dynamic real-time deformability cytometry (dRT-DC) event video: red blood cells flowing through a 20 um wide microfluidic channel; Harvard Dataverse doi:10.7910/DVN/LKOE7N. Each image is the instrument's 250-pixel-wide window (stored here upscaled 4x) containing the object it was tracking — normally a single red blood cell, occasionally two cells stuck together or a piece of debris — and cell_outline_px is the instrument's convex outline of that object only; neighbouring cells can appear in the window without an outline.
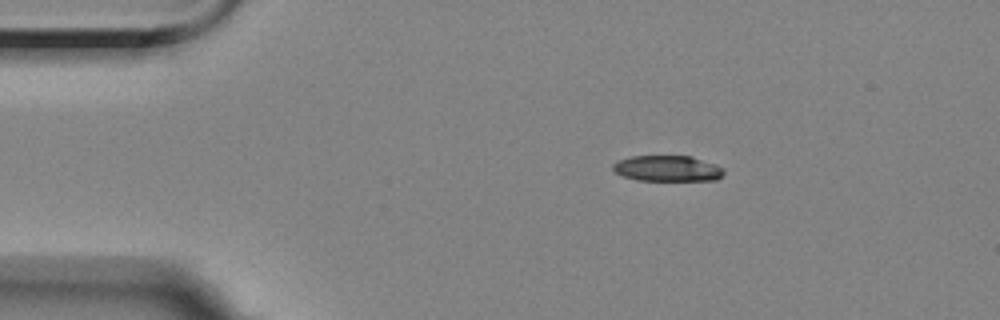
{"species": "Egyptian fruit bat (a non-hibernating species)", "species_latin": "Rousettus aegyptiacus", "temperature_condition": "room temperature", "stored_images_in_passage": 4, "camera_frame_rate_fps": 3000, "um_per_image_px": 0.085, "animal": {"sex": "female"}, "frame": {"image": 1, "passage_image": 1, "time_ms": 0.0, "image_size_px": [1000, 320], "cell_outline_px": [[724, 172], [716, 180], [636, 180], [624, 176], [616, 172], [612, 168], [612, 164], [620, 160], [632, 156], [692, 156], [716, 164], [724, 168]], "centroid_in_image_um": [56.75, 14.31], "position_along_channel_um": 28.2, "area_um2": 16.59}}
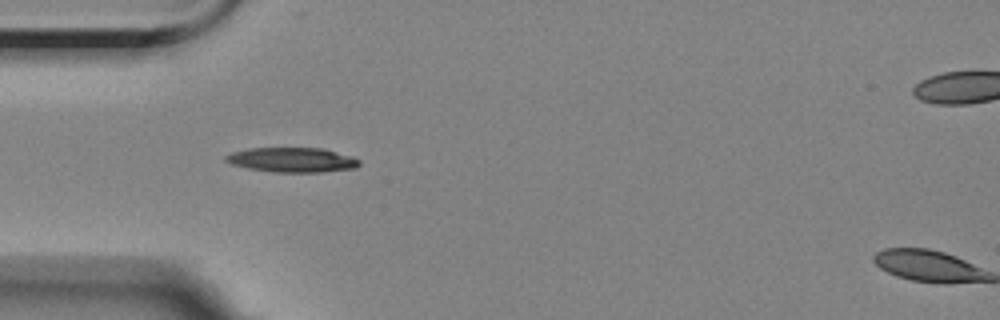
{"frame": {"image": 2, "passage_image": 3, "time_ms": 2.333, "image_size_px": [1000, 320], "cell_outline_px": [[360, 164], [356, 168], [320, 172], [276, 172], [248, 168], [232, 164], [224, 160], [224, 156], [232, 152], [248, 148], [324, 148], [352, 156], [360, 160]], "centroid_in_image_um": [24.85, 13.58], "position_along_channel_um": 60.2, "area_um2": 19.25}}
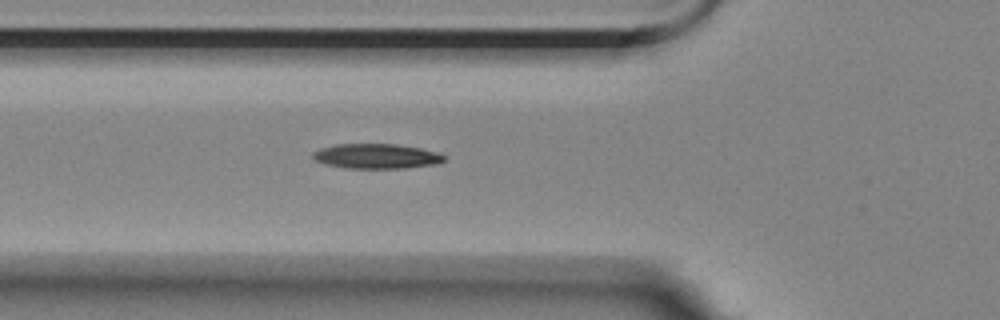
{"frame": {"image": 3, "passage_image": 4, "time_ms": 3.333, "image_size_px": [1000, 320], "cell_outline_px": [[444, 160], [436, 164], [404, 168], [348, 168], [328, 164], [312, 160], [312, 152], [320, 148], [336, 144], [396, 144], [420, 148], [436, 152], [444, 156]], "centroid_in_image_um": [31.95, 13.27], "position_along_channel_um": 93.8, "area_um2": 18.9}}